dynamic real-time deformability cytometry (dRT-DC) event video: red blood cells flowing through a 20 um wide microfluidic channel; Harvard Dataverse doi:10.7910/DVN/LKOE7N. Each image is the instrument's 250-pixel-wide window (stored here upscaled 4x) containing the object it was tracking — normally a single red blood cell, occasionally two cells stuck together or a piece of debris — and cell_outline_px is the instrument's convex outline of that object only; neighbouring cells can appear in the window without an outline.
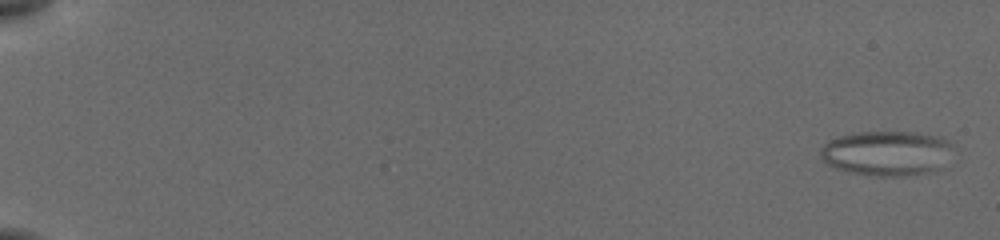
{"species": "common noctule bat (a hibernating species)", "species_latin": "Nyctalus noctula", "temperature_condition": "cold", "stored_images_in_passage": 114, "camera_frame_rate_fps": 3000, "um_per_image_px": 0.085, "animal": {"sex": "female", "body_mass_g": 19.5, "forearm_length_mm": 54.1}, "frame": {"image": 1, "passage_image": 3, "time_ms": 0.333, "image_size_px": [1000, 240], "cell_outline_px": [[948, 144], [940, 168], [900, 176], [880, 176], [856, 172], [836, 168], [828, 164], [820, 156], [820, 148], [824, 144], [840, 136], [860, 132], [912, 132], [944, 140]], "centroid_in_image_um": [75.21, 13.01], "position_along_channel_um": 9.8, "area_um2": 32.83}}
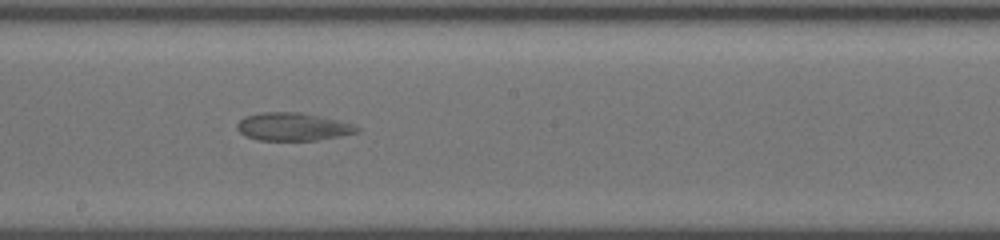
{"frame": {"image": 2, "passage_image": 68, "time_ms": 11.0, "image_size_px": [1000, 240], "cell_outline_px": [[360, 132], [340, 136], [316, 140], [260, 140], [244, 136], [236, 128], [236, 124], [244, 116], [260, 112], [300, 112], [336, 120], [352, 124], [360, 128]], "centroid_in_image_um": [24.85, 10.77], "position_along_channel_um": 223.3, "area_um2": 19.48}}
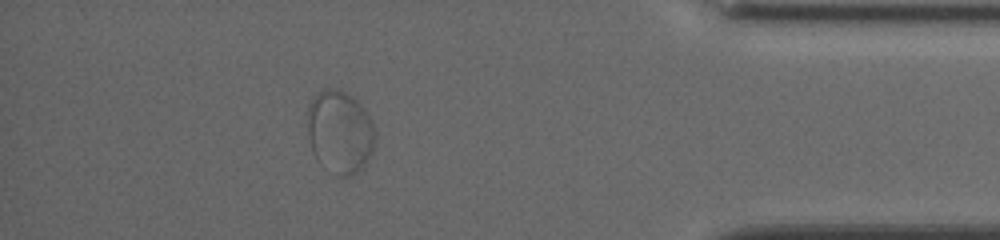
{"frame": {"image": 3, "passage_image": 99, "time_ms": 16.667, "image_size_px": [1000, 240], "cell_outline_px": [[376, 136], [372, 152], [364, 164], [352, 176], [336, 176], [316, 156], [312, 148], [308, 136], [308, 104], [320, 92], [328, 88], [332, 88], [344, 92], [352, 96], [364, 108], [372, 120], [376, 132]], "centroid_in_image_um": [28.92, 11.2], "position_along_channel_um": 406.3, "area_um2": 32.31}}